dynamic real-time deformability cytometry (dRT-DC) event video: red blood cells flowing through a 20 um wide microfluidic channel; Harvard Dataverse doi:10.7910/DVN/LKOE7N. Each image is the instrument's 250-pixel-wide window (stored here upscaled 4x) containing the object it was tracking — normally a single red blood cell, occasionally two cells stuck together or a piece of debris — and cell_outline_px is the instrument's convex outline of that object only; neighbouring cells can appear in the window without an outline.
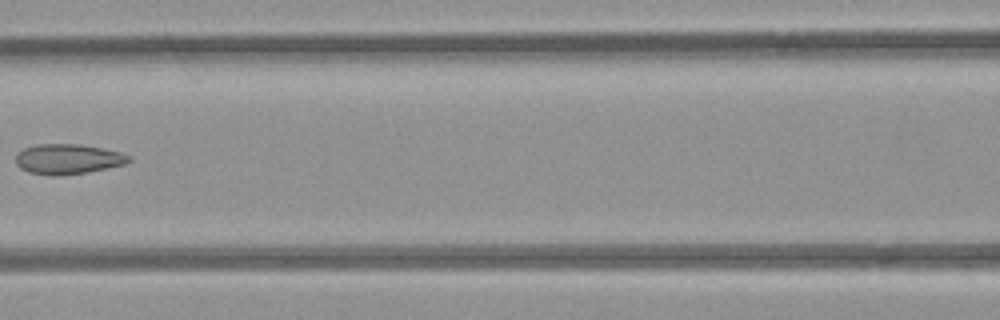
{"species": "common noctule bat (a hibernating species)", "species_latin": "Nyctalus noctula", "temperature_condition": "room temperature", "stored_images_in_passage": 6, "camera_frame_rate_fps": 3000, "um_per_image_px": 0.085, "animal": {"sex": "female", "body_mass_g": 21.9}, "frame": {"image": 1, "passage_image": 5, "time_ms": 4.667, "image_size_px": [1000, 320], "cell_outline_px": [[132, 160], [124, 164], [88, 172], [60, 176], [52, 176], [28, 172], [20, 168], [16, 164], [16, 156], [24, 148], [36, 144], [80, 144], [120, 152], [132, 156]], "centroid_in_image_um": [5.77, 13.53], "position_along_channel_um": 160.8, "area_um2": 19.88}}
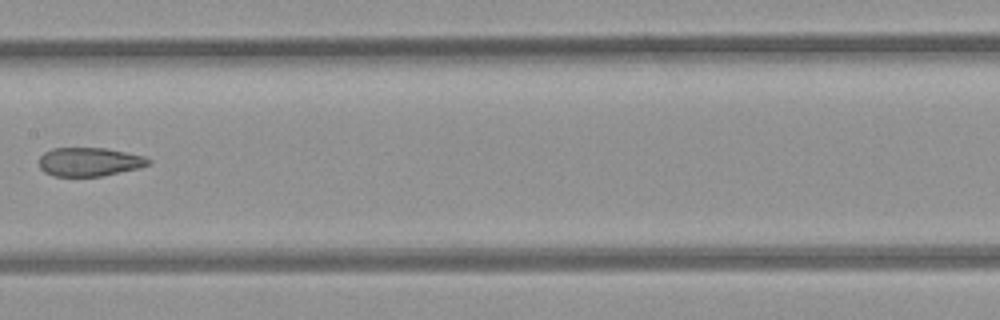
{"frame": {"image": 2, "passage_image": 6, "time_ms": 5.667, "image_size_px": [1000, 320], "cell_outline_px": [[152, 160], [148, 164], [140, 168], [100, 176], [52, 176], [44, 172], [40, 168], [40, 156], [44, 152], [52, 148], [104, 148], [148, 156]], "centroid_in_image_um": [7.61, 13.75], "position_along_channel_um": 199.8, "area_um2": 18.38}}